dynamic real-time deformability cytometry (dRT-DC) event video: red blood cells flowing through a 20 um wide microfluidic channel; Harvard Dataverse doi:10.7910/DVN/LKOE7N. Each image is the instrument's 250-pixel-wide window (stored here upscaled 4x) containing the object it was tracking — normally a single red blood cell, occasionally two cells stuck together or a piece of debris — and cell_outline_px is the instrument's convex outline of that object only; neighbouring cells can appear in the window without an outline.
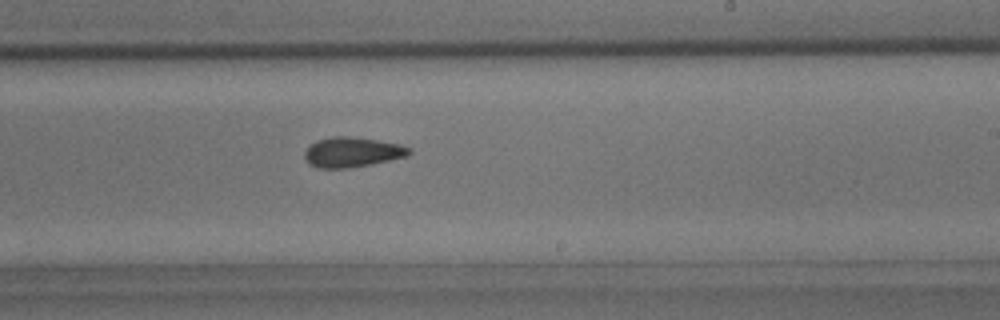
{"species": "common noctule bat (a hibernating species)", "species_latin": "Nyctalus noctula", "temperature_condition": "room temperature", "stored_images_in_passage": 30, "camera_frame_rate_fps": 3000, "um_per_image_px": 0.085, "animal": {"sex": "male", "body_mass_g": 15.6}, "frame": {"image": 1, "passage_image": 18, "time_ms": 5.667, "image_size_px": [1000, 320], "cell_outline_px": [[412, 152], [408, 156], [372, 164], [348, 168], [320, 168], [308, 164], [304, 160], [304, 152], [316, 140], [332, 136], [348, 136], [376, 140], [400, 144], [412, 148]], "centroid_in_image_um": [29.94, 12.94], "position_along_channel_um": 259.1, "area_um2": 18.38}}